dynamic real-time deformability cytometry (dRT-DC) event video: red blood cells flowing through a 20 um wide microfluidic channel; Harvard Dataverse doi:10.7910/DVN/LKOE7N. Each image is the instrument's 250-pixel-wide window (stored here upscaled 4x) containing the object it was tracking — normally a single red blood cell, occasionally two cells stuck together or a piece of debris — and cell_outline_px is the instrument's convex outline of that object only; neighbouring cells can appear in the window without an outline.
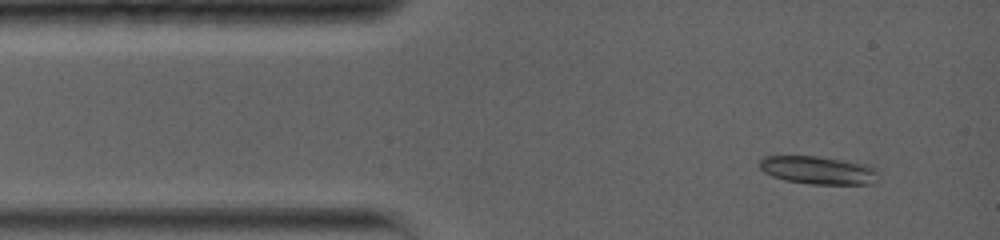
{"species": "common noctule bat (a hibernating species)", "species_latin": "Nyctalus noctula", "temperature_condition": "warm", "stored_images_in_passage": 26, "camera_frame_rate_fps": 5000, "um_per_image_px": 0.085, "animal": {"sex": "female", "body_mass_g": 19.0, "forearm_length_mm": 56.7}, "frame": {"image": 1, "passage_image": 2, "time_ms": 0.6, "image_size_px": [1000, 240], "cell_outline_px": [[876, 172], [872, 184], [808, 184], [784, 180], [772, 176], [764, 172], [756, 164], [764, 156], [816, 156], [844, 160], [868, 164]], "centroid_in_image_um": [69.46, 14.46], "position_along_channel_um": 15.5, "area_um2": 19.36}}
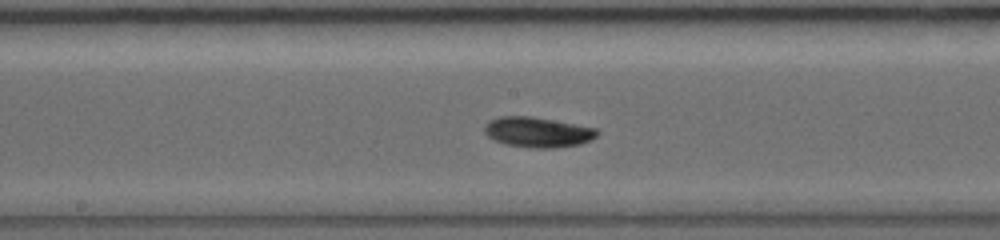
{"frame": {"image": 2, "passage_image": 12, "time_ms": 6.8, "image_size_px": [1000, 240], "cell_outline_px": [[600, 132], [596, 136], [580, 144], [556, 148], [532, 148], [508, 144], [496, 140], [488, 136], [484, 132], [484, 124], [488, 120], [500, 116], [532, 116], [596, 128]], "centroid_in_image_um": [45.68, 11.22], "position_along_channel_um": 202.5, "area_um2": 19.77}}
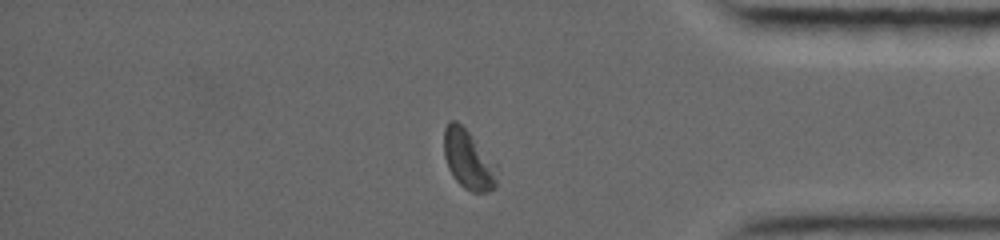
{"frame": {"image": 3, "passage_image": 23, "time_ms": 12.4, "image_size_px": [1000, 240], "cell_outline_px": [[496, 188], [488, 192], [472, 192], [464, 188], [452, 176], [448, 168], [444, 156], [444, 128], [448, 120], [456, 120], [468, 132], [496, 164]], "centroid_in_image_um": [39.78, 13.58], "position_along_channel_um": 395.4, "area_um2": 18.21}, "authors_computed_cell_mechanics": {"area_um2": 18.7272, "velocity_mm_per_s": 3.7769, "shape_relaxation_time_tau1_ms": 3.7066, "shape_relaxation_time_tau2_ms": null, "deformation_change_tau1": 0.1112, "deformation_change_tau2": null}}